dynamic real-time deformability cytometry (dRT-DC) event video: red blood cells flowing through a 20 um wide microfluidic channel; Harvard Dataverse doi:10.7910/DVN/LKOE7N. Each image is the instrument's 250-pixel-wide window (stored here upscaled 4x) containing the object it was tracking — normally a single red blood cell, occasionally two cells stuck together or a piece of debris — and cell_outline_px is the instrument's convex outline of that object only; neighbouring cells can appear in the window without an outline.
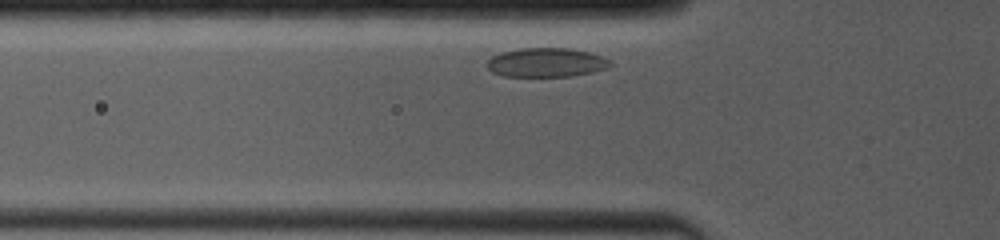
{"species": "common noctule bat (a hibernating species)", "species_latin": "Nyctalus noctula", "temperature_condition": "room temperature", "stored_images_in_passage": 59, "camera_frame_rate_fps": 4000, "um_per_image_px": 0.085, "animal": {"sex": "female", "body_mass_g": 19.0, "forearm_length_mm": 53.3}, "frame": {"image": 1, "passage_image": 3, "time_ms": 0.25, "image_size_px": [1000, 240], "cell_outline_px": [[612, 64], [608, 68], [592, 72], [572, 76], [504, 76], [492, 72], [484, 64], [492, 56], [500, 52], [520, 48], [568, 48], [588, 52], [612, 60]], "centroid_in_image_um": [46.41, 5.31], "position_along_channel_um": 79.4, "area_um2": 20.98}}
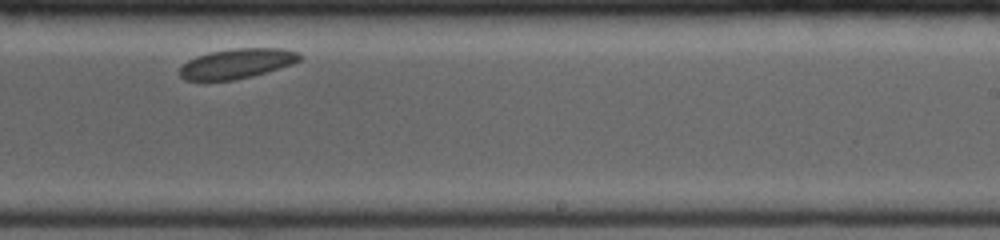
{"frame": {"image": 2, "passage_image": 32, "time_ms": 5.5, "image_size_px": [1000, 240], "cell_outline_px": [[304, 56], [300, 60], [292, 64], [252, 76], [232, 80], [184, 80], [180, 76], [180, 68], [188, 60], [196, 56], [208, 52], [232, 48], [284, 48], [300, 52]], "centroid_in_image_um": [20.17, 5.38], "position_along_channel_um": 268.8, "area_um2": 20.98}}
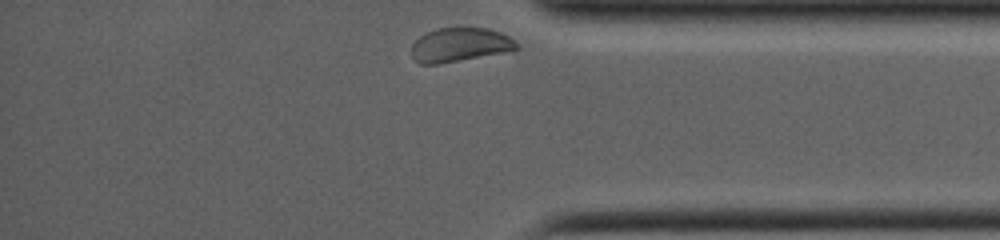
{"frame": {"image": 3, "passage_image": 58, "time_ms": 9.0, "image_size_px": [1000, 240], "cell_outline_px": [[520, 48], [512, 52], [436, 64], [420, 64], [412, 56], [412, 44], [424, 32], [436, 28], [488, 28], [500, 32], [516, 40], [520, 44]], "centroid_in_image_um": [39.15, 3.81], "position_along_channel_um": 396.0, "area_um2": 21.21}}